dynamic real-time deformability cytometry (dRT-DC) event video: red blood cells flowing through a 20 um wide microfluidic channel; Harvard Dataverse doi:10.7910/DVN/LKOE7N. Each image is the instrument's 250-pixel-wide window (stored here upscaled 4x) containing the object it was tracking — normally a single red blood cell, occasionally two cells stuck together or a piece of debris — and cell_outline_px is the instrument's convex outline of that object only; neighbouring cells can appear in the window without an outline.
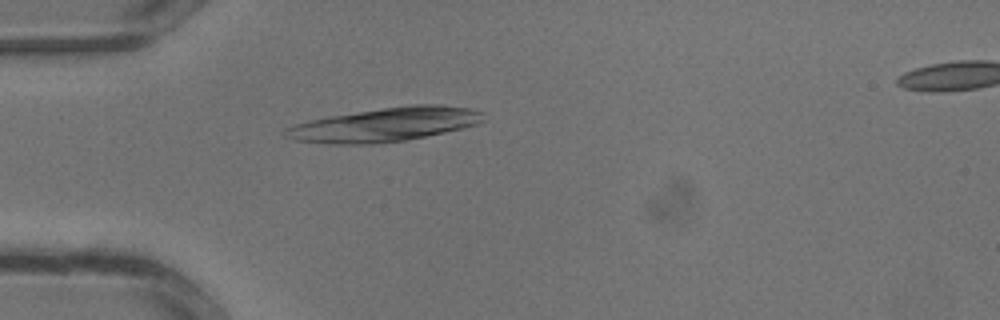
{"species": "common noctule bat (a hibernating species)", "species_latin": "Nyctalus noctula", "temperature_condition": "warm", "stored_images_in_passage": 23, "camera_frame_rate_fps": 3000, "um_per_image_px": 0.085, "animal": {"sex": "male", "body_mass_g": 13.3}, "frame": {"image": 1, "passage_image": 2, "time_ms": 0.333, "image_size_px": [1000, 320], "cell_outline_px": [[484, 120], [476, 124], [464, 128], [408, 140], [372, 144], [324, 144], [296, 140], [284, 136], [280, 132], [284, 128], [308, 120], [328, 116], [412, 104], [440, 104], [472, 108], [484, 112]], "centroid_in_image_um": [32.71, 10.59], "position_along_channel_um": 52.3, "area_um2": 39.48}}
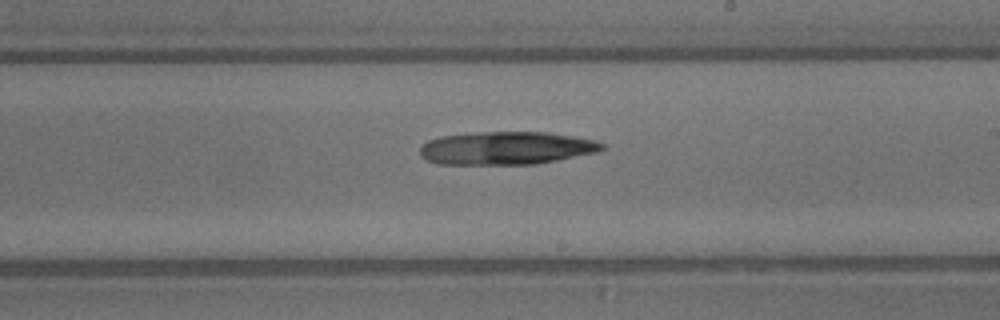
{"frame": {"image": 2, "passage_image": 12, "time_ms": 3.667, "image_size_px": [1000, 320], "cell_outline_px": [[604, 148], [600, 152], [536, 164], [436, 164], [420, 156], [420, 148], [428, 140], [440, 136], [476, 132], [548, 132], [572, 136], [592, 140], [604, 144]], "centroid_in_image_um": [43.03, 12.59], "position_along_channel_um": 246.0, "area_um2": 35.08}}
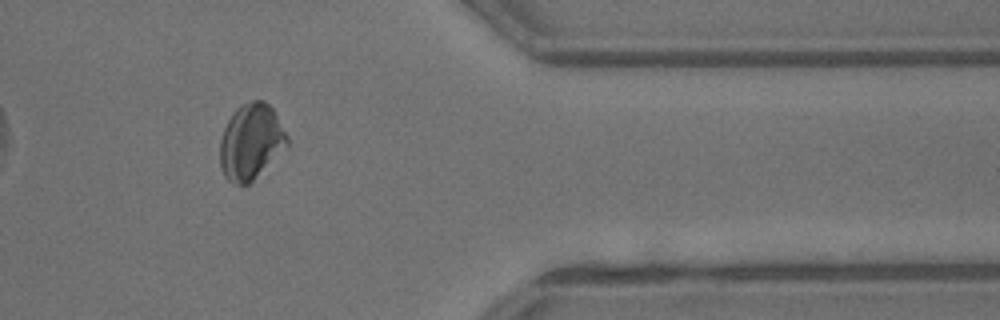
{"frame": {"image": 3, "passage_image": 20, "time_ms": 6.333, "image_size_px": [1000, 320], "cell_outline_px": [[288, 144], [248, 184], [232, 184], [224, 176], [220, 168], [220, 140], [224, 128], [232, 112], [240, 104], [252, 100], [264, 100], [272, 108], [288, 136]], "centroid_in_image_um": [21.29, 12.02], "position_along_channel_um": 390.1, "area_um2": 29.36}}